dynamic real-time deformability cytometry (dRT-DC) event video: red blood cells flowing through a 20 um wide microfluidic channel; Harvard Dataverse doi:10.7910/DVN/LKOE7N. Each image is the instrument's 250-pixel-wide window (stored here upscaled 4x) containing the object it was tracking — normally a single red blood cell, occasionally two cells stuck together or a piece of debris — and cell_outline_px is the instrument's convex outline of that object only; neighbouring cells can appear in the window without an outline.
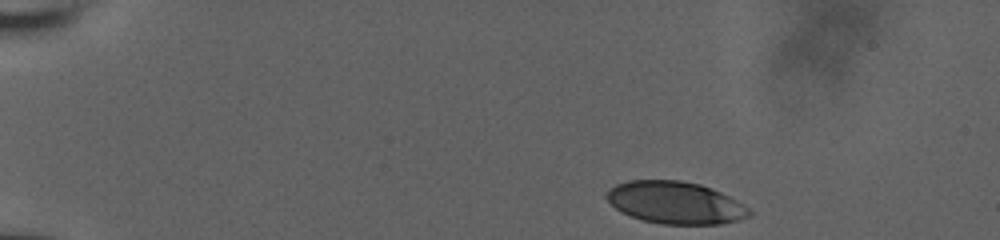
{"species": "human", "species_latin": "Homo sapiens", "temperature_condition": "room temperature", "stored_images_in_passage": 20, "camera_frame_rate_fps": 3000, "um_per_image_px": 0.085, "donor": {"sex": "male"}, "frame": {"image": 1, "passage_image": 1, "time_ms": 0.0, "image_size_px": [1000, 240], "cell_outline_px": [[752, 216], [720, 224], [660, 224], [644, 220], [620, 212], [604, 196], [604, 192], [616, 184], [628, 180], [680, 180], [700, 184], [712, 188], [736, 200], [748, 208], [752, 212]], "centroid_in_image_um": [57.38, 17.22], "position_along_channel_um": 27.6, "area_um2": 35.14}}
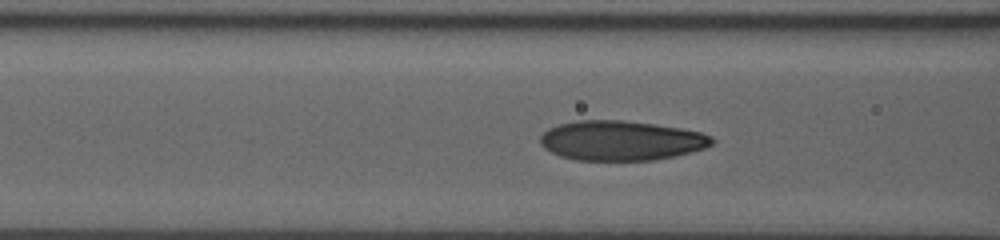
{"frame": {"image": 2, "passage_image": 15, "time_ms": 4.667, "image_size_px": [1000, 240], "cell_outline_px": [[716, 140], [712, 144], [704, 148], [692, 152], [676, 156], [656, 160], [576, 160], [560, 156], [544, 148], [540, 144], [540, 136], [548, 128], [560, 124], [580, 120], [620, 120], [652, 124], [680, 128], [700, 132], [712, 136]], "centroid_in_image_um": [52.8, 11.95], "position_along_channel_um": 113.8, "area_um2": 39.77}}
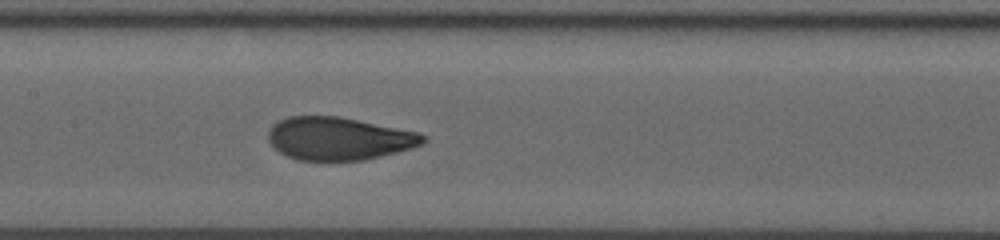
{"frame": {"image": 3, "passage_image": 20, "time_ms": 6.333, "image_size_px": [1000, 240], "cell_outline_px": [[428, 140], [412, 148], [364, 160], [296, 160], [280, 152], [268, 140], [268, 132], [272, 124], [288, 116], [336, 116], [420, 132], [428, 136]], "centroid_in_image_um": [28.81, 11.77], "position_along_channel_um": 178.6, "area_um2": 38.55}}